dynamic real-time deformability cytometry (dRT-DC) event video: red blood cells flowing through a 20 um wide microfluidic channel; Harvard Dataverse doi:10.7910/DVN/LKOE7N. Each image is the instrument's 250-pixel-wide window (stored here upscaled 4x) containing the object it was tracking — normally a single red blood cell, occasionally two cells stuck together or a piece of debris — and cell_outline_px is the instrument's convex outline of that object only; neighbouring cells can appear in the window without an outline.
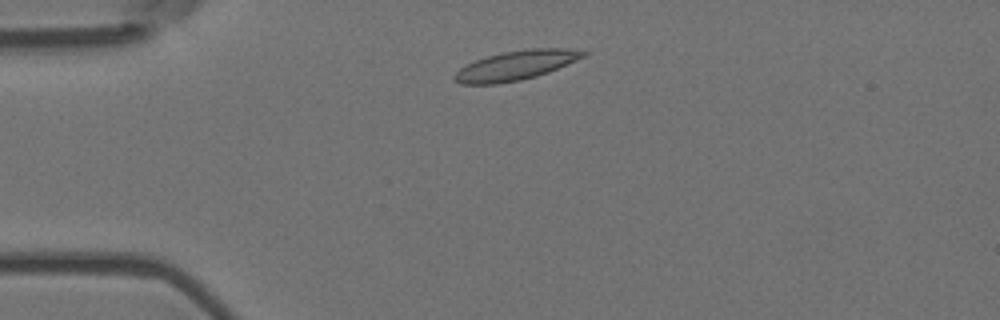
{"species": "Egyptian fruit bat (a non-hibernating species)", "species_latin": "Rousettus aegyptiacus", "temperature_condition": "room temperature", "stored_images_in_passage": 4, "camera_frame_rate_fps": 3000, "um_per_image_px": 0.085, "animal": {"sex": "female"}, "frame": {"image": 1, "passage_image": 2, "time_ms": 0.333, "image_size_px": [1000, 320], "cell_outline_px": [[588, 52], [584, 56], [576, 60], [548, 72], [536, 76], [520, 80], [496, 84], [460, 84], [452, 76], [460, 68], [476, 60], [488, 56], [504, 52], [528, 48], [568, 48]], "centroid_in_image_um": [43.84, 5.56], "position_along_channel_um": 41.2, "area_um2": 21.79}}
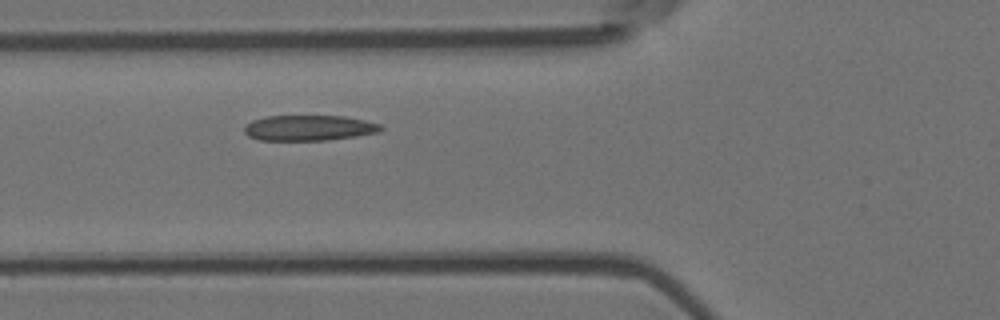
{"frame": {"image": 2, "passage_image": 4, "time_ms": 1.0, "image_size_px": [1000, 320], "cell_outline_px": [[384, 128], [380, 132], [356, 136], [328, 140], [260, 140], [248, 136], [244, 132], [244, 124], [252, 120], [264, 116], [344, 116], [364, 120], [380, 124]], "centroid_in_image_um": [26.24, 10.87], "position_along_channel_um": 99.6, "area_um2": 20.4}}